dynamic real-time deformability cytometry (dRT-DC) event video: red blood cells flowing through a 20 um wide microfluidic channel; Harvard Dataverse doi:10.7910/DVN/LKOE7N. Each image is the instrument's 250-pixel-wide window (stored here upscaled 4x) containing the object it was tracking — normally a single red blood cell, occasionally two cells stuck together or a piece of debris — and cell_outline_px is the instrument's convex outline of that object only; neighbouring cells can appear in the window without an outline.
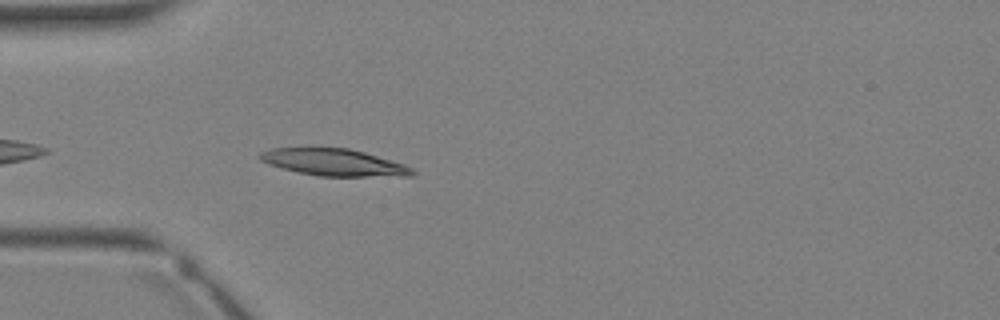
{"species": "Egyptian fruit bat (a non-hibernating species)", "species_latin": "Rousettus aegyptiacus", "temperature_condition": "warm", "stored_images_in_passage": 4, "camera_frame_rate_fps": 3000, "um_per_image_px": 0.085, "animal": {"sex": "female"}, "frame": {"image": 1, "passage_image": 4, "time_ms": 3.333, "image_size_px": [1000, 320], "cell_outline_px": [[416, 172], [412, 176], [320, 176], [300, 172], [268, 164], [260, 160], [256, 156], [260, 152], [272, 148], [348, 148], [364, 152], [404, 164], [412, 168]], "centroid_in_image_um": [28.38, 13.8], "position_along_channel_um": 56.6, "area_um2": 23.7}}